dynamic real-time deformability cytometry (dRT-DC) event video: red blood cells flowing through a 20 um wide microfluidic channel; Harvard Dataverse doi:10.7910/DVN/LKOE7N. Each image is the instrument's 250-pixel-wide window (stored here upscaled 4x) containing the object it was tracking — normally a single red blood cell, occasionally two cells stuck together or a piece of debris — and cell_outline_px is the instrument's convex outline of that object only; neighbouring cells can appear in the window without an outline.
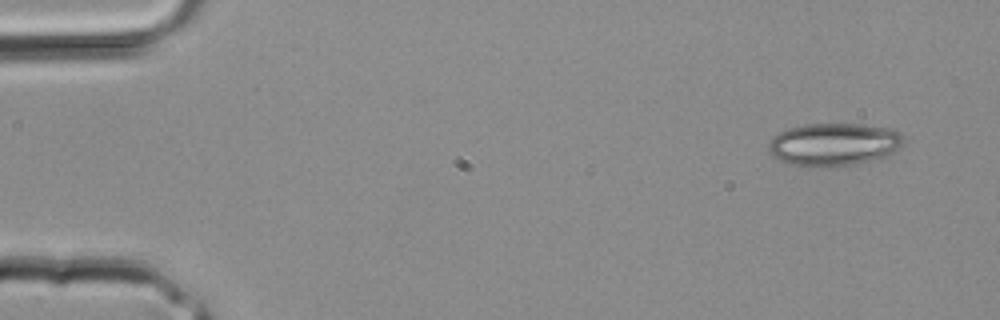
{"species": "common noctule bat (a hibernating species)", "species_latin": "Nyctalus noctula", "temperature_condition": "room temperature", "stored_images_in_passage": 2, "camera_frame_rate_fps": 3000, "um_per_image_px": 0.085, "animal": {"sex": "male", "body_mass_g": 20.4}, "frame": {"image": 1, "passage_image": 1, "time_ms": 0.0, "image_size_px": [1000, 320], "cell_outline_px": [[904, 144], [900, 148], [888, 156], [856, 164], [828, 168], [808, 168], [788, 164], [772, 156], [768, 152], [768, 144], [772, 136], [788, 128], [804, 124], [860, 124], [888, 128], [896, 132], [904, 140]], "centroid_in_image_um": [70.82, 12.31], "position_along_channel_um": 14.2, "area_um2": 34.28}}